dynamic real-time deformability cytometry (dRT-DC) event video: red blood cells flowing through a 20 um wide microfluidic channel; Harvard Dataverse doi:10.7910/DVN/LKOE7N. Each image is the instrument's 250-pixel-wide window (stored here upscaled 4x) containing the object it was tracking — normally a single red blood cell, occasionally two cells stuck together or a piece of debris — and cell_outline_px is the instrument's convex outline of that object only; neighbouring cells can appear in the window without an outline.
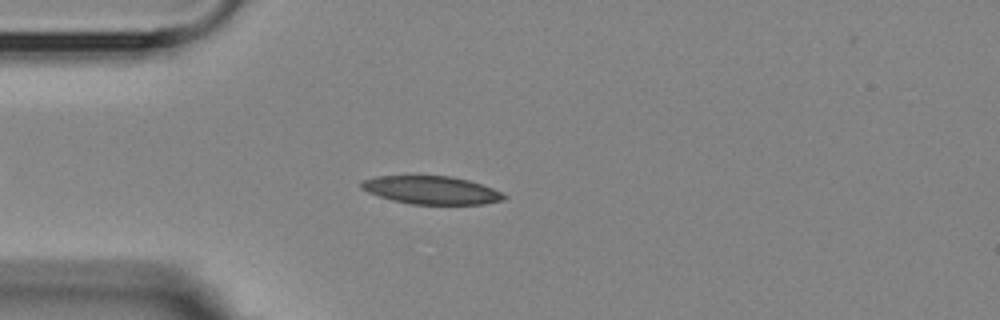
{"species": "Egyptian fruit bat (a non-hibernating species)", "species_latin": "Rousettus aegyptiacus", "temperature_condition": "room temperature", "stored_images_in_passage": 4, "camera_frame_rate_fps": 3000, "um_per_image_px": 0.085, "animal": {"sex": "female"}, "frame": {"image": 1, "passage_image": 4, "time_ms": 3.667, "image_size_px": [1000, 320], "cell_outline_px": [[508, 196], [504, 200], [484, 204], [412, 204], [392, 200], [368, 192], [360, 188], [360, 180], [376, 176], [452, 176], [468, 180], [492, 188]], "centroid_in_image_um": [36.65, 16.16], "position_along_channel_um": 48.4, "area_um2": 23.29}}